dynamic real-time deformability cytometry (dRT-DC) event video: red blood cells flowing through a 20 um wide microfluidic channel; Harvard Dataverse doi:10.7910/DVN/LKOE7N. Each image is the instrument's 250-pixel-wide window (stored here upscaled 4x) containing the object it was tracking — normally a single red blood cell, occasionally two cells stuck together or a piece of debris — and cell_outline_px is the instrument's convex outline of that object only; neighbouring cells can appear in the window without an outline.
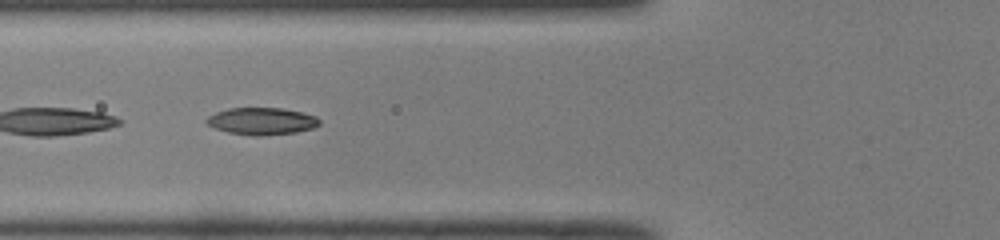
{"species": "common noctule bat (a hibernating species)", "species_latin": "Nyctalus noctula", "temperature_condition": "room temperature", "stored_images_in_passage": 26, "camera_frame_rate_fps": 3000, "um_per_image_px": 0.085, "animal": {"sex": "male", "body_mass_g": 19.0, "forearm_length_mm": 50.8}, "frame": {"image": 1, "passage_image": 12, "time_ms": 3.667, "image_size_px": [1000, 240], "cell_outline_px": [[320, 124], [312, 128], [296, 132], [260, 136], [252, 136], [228, 132], [216, 128], [208, 124], [204, 120], [208, 116], [216, 112], [228, 108], [280, 108], [300, 112], [316, 116], [320, 120]], "centroid_in_image_um": [22.23, 10.3], "position_along_channel_um": 103.6, "area_um2": 17.74}}
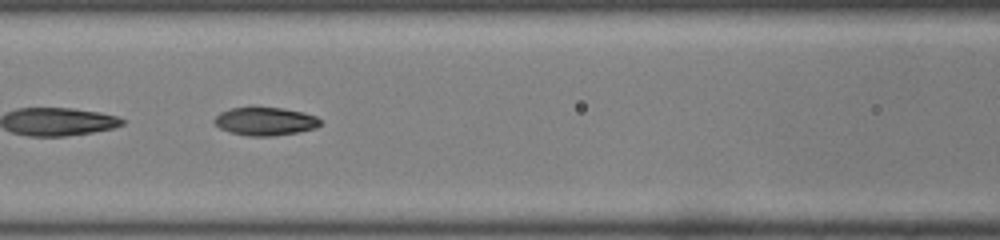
{"frame": {"image": 2, "passage_image": 15, "time_ms": 4.667, "image_size_px": [1000, 240], "cell_outline_px": [[320, 124], [316, 128], [296, 132], [272, 136], [248, 136], [228, 132], [220, 128], [212, 120], [220, 112], [232, 108], [280, 108], [304, 112], [316, 116], [320, 120]], "centroid_in_image_um": [22.52, 10.32], "position_along_channel_um": 144.1, "area_um2": 17.22}}